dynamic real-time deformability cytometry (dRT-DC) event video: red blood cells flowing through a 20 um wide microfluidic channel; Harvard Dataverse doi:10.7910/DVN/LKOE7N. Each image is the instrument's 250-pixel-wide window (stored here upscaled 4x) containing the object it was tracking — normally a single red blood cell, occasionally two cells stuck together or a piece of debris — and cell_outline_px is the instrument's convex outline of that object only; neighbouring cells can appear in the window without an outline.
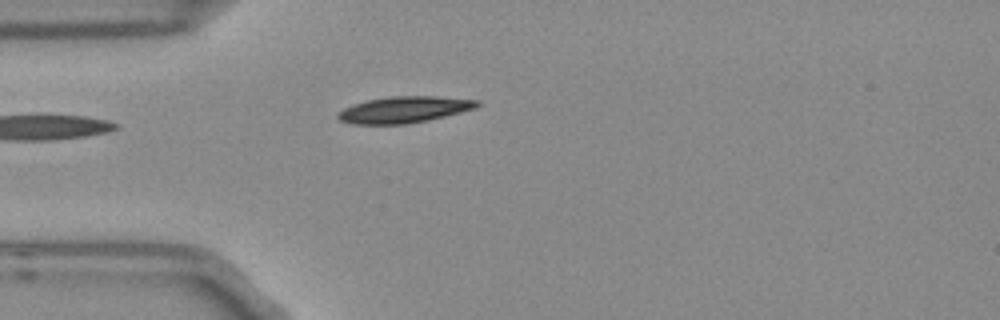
{"species": "Egyptian fruit bat (a non-hibernating species)", "species_latin": "Rousettus aegyptiacus", "temperature_condition": "room temperature", "stored_images_in_passage": 4, "camera_frame_rate_fps": 3000, "um_per_image_px": 0.085, "frame": {"image": 1, "passage_image": 4, "time_ms": 1.0, "image_size_px": [1000, 320], "cell_outline_px": [[480, 104], [476, 108], [428, 120], [408, 124], [352, 124], [340, 120], [336, 116], [344, 108], [352, 104], [368, 100], [392, 96], [436, 96], [480, 100]], "centroid_in_image_um": [34.36, 9.31], "position_along_channel_um": 50.6, "area_um2": 21.33}}